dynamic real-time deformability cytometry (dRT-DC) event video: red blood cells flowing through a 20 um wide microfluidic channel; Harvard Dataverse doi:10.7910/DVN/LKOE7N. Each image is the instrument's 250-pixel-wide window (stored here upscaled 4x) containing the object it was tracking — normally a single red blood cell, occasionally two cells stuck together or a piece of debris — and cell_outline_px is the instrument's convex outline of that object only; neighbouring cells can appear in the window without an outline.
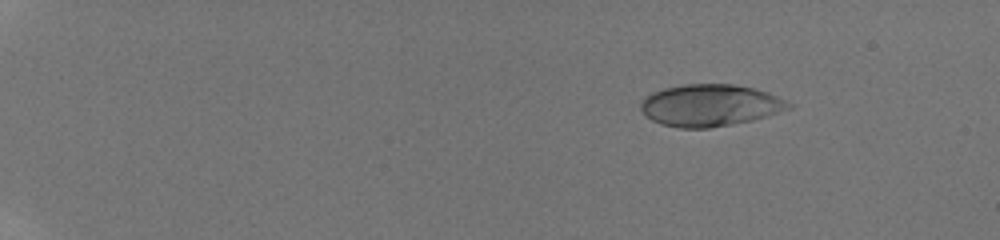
{"species": "human", "species_latin": "Homo sapiens", "temperature_condition": "room temperature", "stored_images_in_passage": 57, "camera_frame_rate_fps": 3000, "um_per_image_px": 0.085, "donor": {"sex": "male"}, "frame": {"image": 1, "passage_image": 10, "time_ms": 3.0, "image_size_px": [1000, 240], "cell_outline_px": [[792, 108], [752, 120], [732, 124], [708, 128], [680, 128], [660, 124], [652, 120], [640, 108], [640, 104], [644, 96], [652, 92], [664, 88], [684, 84], [732, 84], [752, 88], [768, 92], [792, 104]], "centroid_in_image_um": [60.33, 8.95], "position_along_channel_um": 24.7, "area_um2": 35.95}}
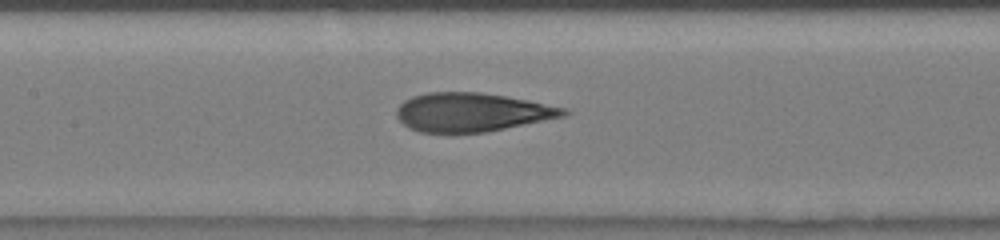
{"frame": {"image": 2, "passage_image": 32, "time_ms": 10.333, "image_size_px": [1000, 240], "cell_outline_px": [[572, 112], [564, 116], [488, 132], [420, 132], [408, 128], [396, 116], [396, 108], [404, 100], [412, 96], [428, 92], [480, 92], [528, 100], [568, 108]], "centroid_in_image_um": [40.11, 9.53], "position_along_channel_um": 167.3, "area_um2": 37.74}}
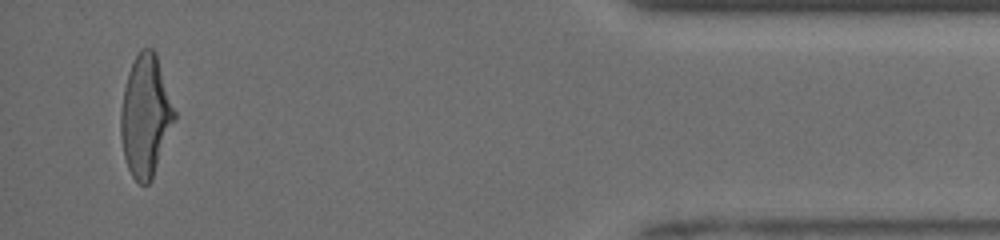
{"frame": {"image": 3, "passage_image": 55, "time_ms": 18.0, "image_size_px": [1000, 240], "cell_outline_px": [[176, 120], [152, 180], [148, 184], [140, 184], [132, 176], [128, 168], [124, 156], [120, 136], [120, 112], [124, 88], [128, 72], [140, 48], [152, 48], [156, 52], [176, 112]], "centroid_in_image_um": [12.38, 9.86], "position_along_channel_um": 422.8, "area_um2": 38.32}, "authors_computed_cell_mechanics": {"area_um2": 37.859, "velocity_mm_per_s": 3.986, "shape_relaxation_time_tau1_ms": 8.9095, "shape_relaxation_time_tau2_ms": 0.8069, "deformation_change_tau1": 0.2992, "deformation_change_tau2": 0.0833}}